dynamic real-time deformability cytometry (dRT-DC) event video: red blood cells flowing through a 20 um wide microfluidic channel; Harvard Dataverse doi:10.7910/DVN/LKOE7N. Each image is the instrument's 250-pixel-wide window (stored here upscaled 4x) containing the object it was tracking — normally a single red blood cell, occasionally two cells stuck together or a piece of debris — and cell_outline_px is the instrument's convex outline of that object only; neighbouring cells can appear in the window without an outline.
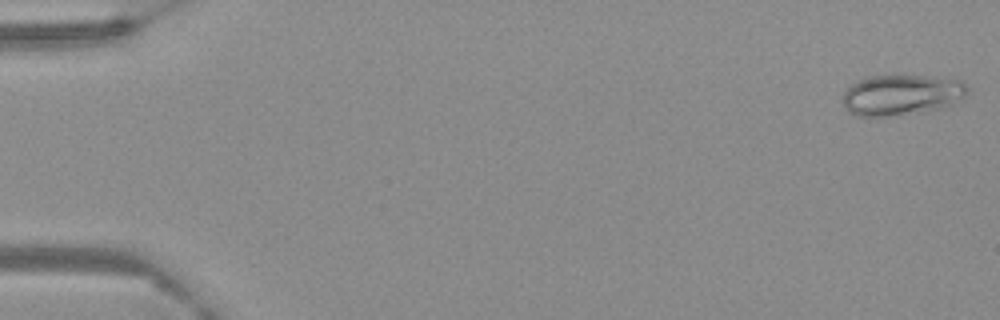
{"species": "Egyptian fruit bat (a non-hibernating species)", "species_latin": "Rousettus aegyptiacus", "temperature_condition": "warm", "stored_images_in_passage": 62, "camera_frame_rate_fps": 3000, "um_per_image_px": 0.085, "frame": {"image": 1, "passage_image": 1, "time_ms": 0.0, "image_size_px": [1000, 320], "cell_outline_px": [[968, 92], [964, 96], [952, 104], [940, 108], [888, 116], [856, 116], [848, 112], [844, 104], [844, 92], [852, 84], [868, 76], [928, 76], [960, 80], [968, 88]], "centroid_in_image_um": [76.61, 8.06], "position_along_channel_um": 8.4, "area_um2": 29.02}}
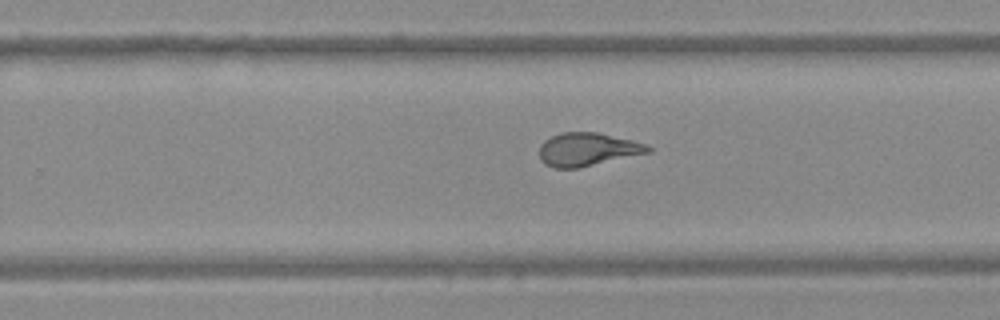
{"frame": {"image": 2, "passage_image": 40, "time_ms": 13.0, "image_size_px": [1000, 320], "cell_outline_px": [[652, 152], [580, 168], [556, 168], [544, 164], [540, 160], [540, 144], [544, 140], [560, 132], [596, 132], [632, 140], [648, 144], [652, 148]], "centroid_in_image_um": [49.95, 12.7], "position_along_channel_um": 279.8, "area_um2": 21.27}}
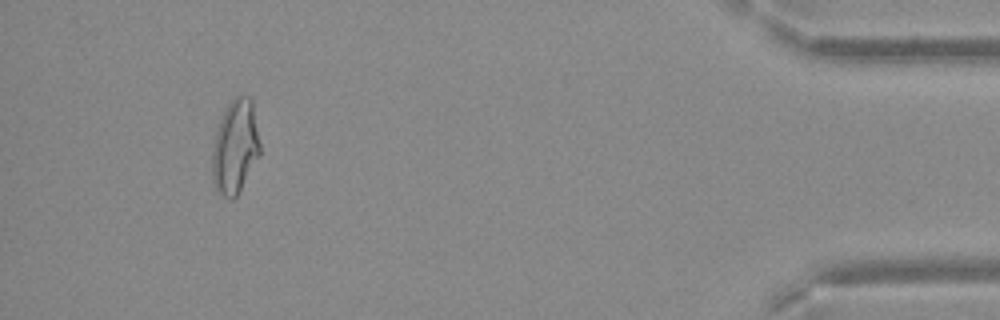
{"frame": {"image": 3, "passage_image": 58, "time_ms": 19.0, "image_size_px": [1000, 320], "cell_outline_px": [[260, 156], [236, 196], [232, 200], [228, 200], [216, 192], [212, 180], [212, 148], [216, 132], [220, 120], [232, 96], [248, 96], [252, 100], [260, 144]], "centroid_in_image_um": [19.98, 12.51], "position_along_channel_um": 415.2, "area_um2": 26.36}}